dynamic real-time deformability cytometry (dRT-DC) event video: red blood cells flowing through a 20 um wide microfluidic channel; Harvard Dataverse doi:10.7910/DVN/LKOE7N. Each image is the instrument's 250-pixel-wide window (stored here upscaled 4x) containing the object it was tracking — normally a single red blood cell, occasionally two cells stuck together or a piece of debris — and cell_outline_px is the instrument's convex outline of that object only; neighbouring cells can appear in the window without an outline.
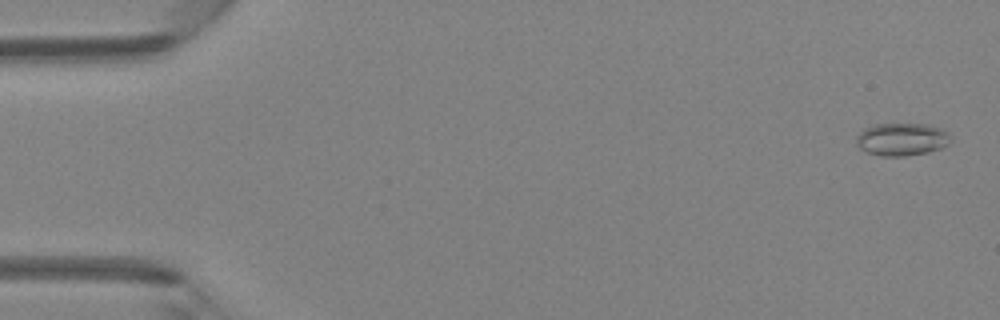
{"species": "Egyptian fruit bat (a non-hibernating species)", "species_latin": "Rousettus aegyptiacus", "temperature_condition": "room temperature", "stored_images_in_passage": 5, "camera_frame_rate_fps": 3000, "um_per_image_px": 0.085, "animal": {"sex": "female"}, "frame": {"image": 1, "passage_image": 1, "time_ms": 0.0, "image_size_px": [1000, 320], "cell_outline_px": [[952, 140], [944, 148], [928, 152], [904, 156], [880, 156], [868, 152], [860, 148], [856, 144], [856, 136], [864, 128], [876, 124], [928, 124], [940, 128], [948, 132]], "centroid_in_image_um": [76.68, 11.84], "position_along_channel_um": 8.3, "area_um2": 18.15}}